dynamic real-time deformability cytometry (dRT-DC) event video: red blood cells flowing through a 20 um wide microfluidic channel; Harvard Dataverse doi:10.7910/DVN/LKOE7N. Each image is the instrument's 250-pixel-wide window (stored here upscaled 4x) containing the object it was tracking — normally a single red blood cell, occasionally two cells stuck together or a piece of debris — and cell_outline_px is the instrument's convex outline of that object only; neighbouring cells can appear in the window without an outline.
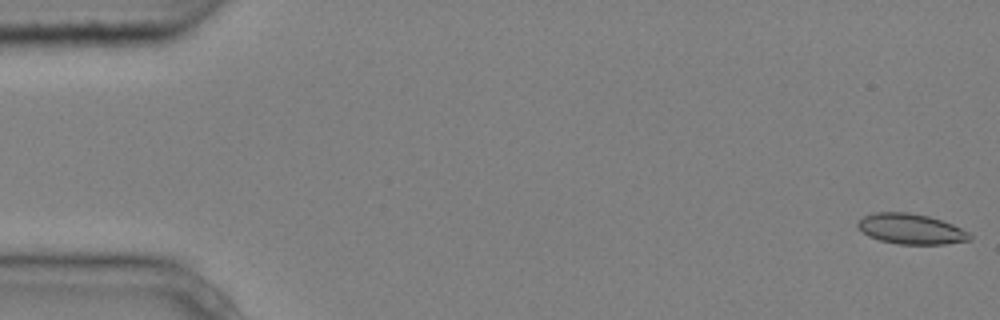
{"species": "common noctule bat (a hibernating species)", "species_latin": "Nyctalus noctula", "temperature_condition": "cold", "stored_images_in_passage": 6, "camera_frame_rate_fps": 3000, "um_per_image_px": 0.085, "animal": {"sex": "male", "body_mass_g": 20.4}, "frame": {"image": 1, "passage_image": 1, "time_ms": 0.0, "image_size_px": [1000, 320], "cell_outline_px": [[972, 236], [968, 240], [944, 244], [900, 244], [880, 240], [868, 236], [856, 224], [864, 216], [876, 212], [908, 212], [928, 216], [952, 224], [968, 232]], "centroid_in_image_um": [77.42, 19.46], "position_along_channel_um": 7.6, "area_um2": 19.48}}
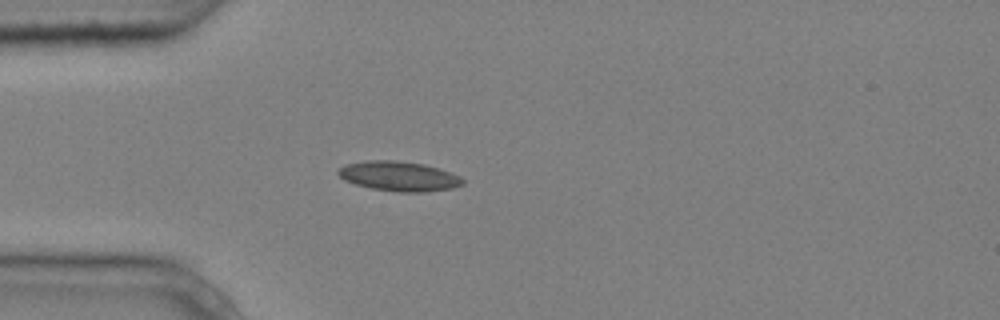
{"frame": {"image": 2, "passage_image": 5, "time_ms": 1.333, "image_size_px": [1000, 320], "cell_outline_px": [[464, 184], [452, 188], [424, 192], [396, 192], [372, 188], [356, 184], [344, 180], [336, 172], [344, 164], [364, 160], [396, 160], [424, 164], [440, 168], [460, 176], [464, 180]], "centroid_in_image_um": [33.91, 14.97], "position_along_channel_um": 51.1, "area_um2": 21.73}}